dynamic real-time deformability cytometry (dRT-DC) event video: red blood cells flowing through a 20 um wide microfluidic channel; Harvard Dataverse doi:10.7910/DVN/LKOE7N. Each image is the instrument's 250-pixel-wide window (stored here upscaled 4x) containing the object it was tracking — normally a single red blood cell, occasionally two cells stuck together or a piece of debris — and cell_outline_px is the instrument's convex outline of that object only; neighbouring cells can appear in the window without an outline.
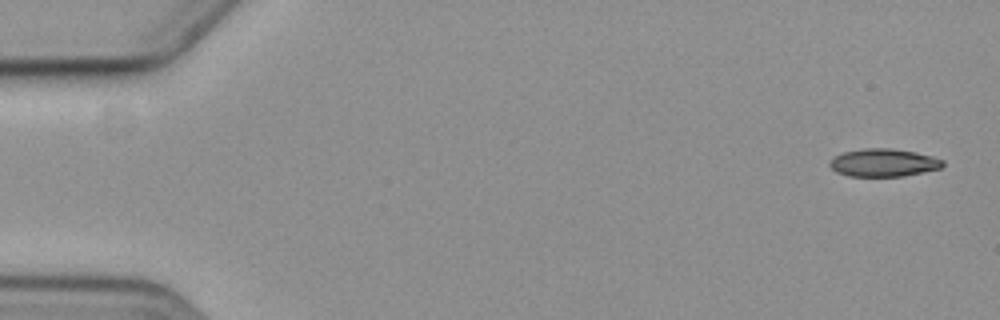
{"species": "common noctule bat (a hibernating species)", "species_latin": "Nyctalus noctula", "temperature_condition": "cold", "stored_images_in_passage": 8, "camera_frame_rate_fps": 3000, "um_per_image_px": 0.085, "animal": {"sex": "female", "body_mass_g": 19.3, "forearm_length_mm": 54.1}, "frame": {"image": 1, "passage_image": 1, "time_ms": 0.0, "image_size_px": [1000, 320], "cell_outline_px": [[944, 164], [940, 168], [924, 172], [904, 176], [848, 176], [836, 172], [828, 164], [828, 160], [844, 152], [864, 148], [892, 148], [916, 152], [932, 156], [944, 160]], "centroid_in_image_um": [75.09, 13.82], "position_along_channel_um": 9.9, "area_um2": 18.44}}
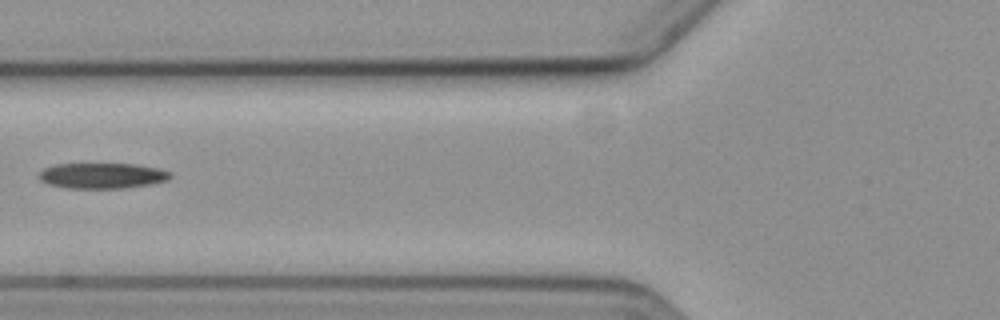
{"frame": {"image": 2, "passage_image": 7, "time_ms": 7.0, "image_size_px": [1000, 320], "cell_outline_px": [[172, 176], [168, 180], [152, 184], [124, 188], [64, 188], [48, 184], [40, 180], [40, 172], [44, 168], [56, 164], [136, 164], [160, 168], [172, 172]], "centroid_in_image_um": [8.73, 14.93], "position_along_channel_um": 117.1, "area_um2": 19.71}}
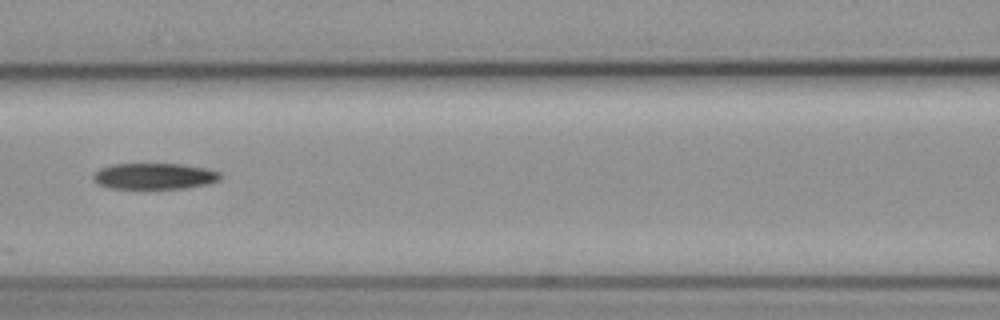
{"frame": {"image": 3, "passage_image": 8, "time_ms": 8.0, "image_size_px": [1000, 320], "cell_outline_px": [[220, 180], [208, 184], [188, 188], [144, 192], [108, 188], [96, 184], [92, 180], [92, 176], [100, 168], [112, 164], [180, 164], [208, 168], [220, 172]], "centroid_in_image_um": [13.08, 15.04], "position_along_channel_um": 153.5, "area_um2": 20.63}}